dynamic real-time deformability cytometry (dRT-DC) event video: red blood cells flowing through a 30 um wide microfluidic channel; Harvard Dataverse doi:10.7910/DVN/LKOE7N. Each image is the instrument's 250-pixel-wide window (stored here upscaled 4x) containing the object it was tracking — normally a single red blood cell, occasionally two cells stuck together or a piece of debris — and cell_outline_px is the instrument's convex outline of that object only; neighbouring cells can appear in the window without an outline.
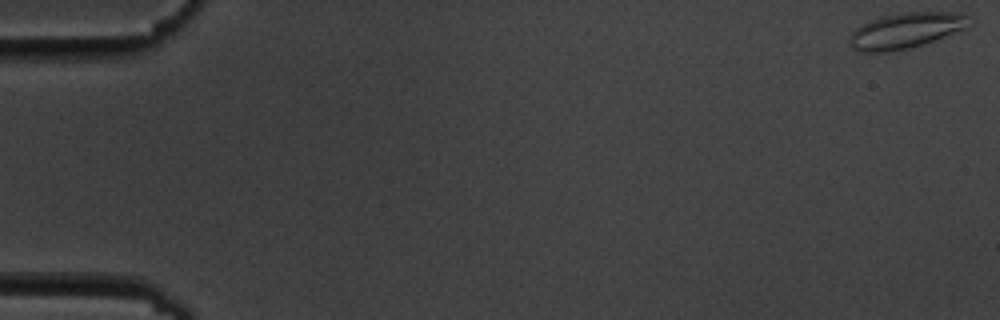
{"species": "common noctule bat (a hibernating species)", "species_latin": "Nyctalus noctula", "temperature_condition": "cold", "stored_images_in_passage": 57, "camera_frame_rate_fps": 3000, "um_per_image_px": 0.085, "animal": {"sex": "male", "body_mass_g": 19.5, "forearm_length_mm": 54.6}, "frame": {"image": 1, "passage_image": 1, "time_ms": 0.0, "image_size_px": [1000, 320], "cell_outline_px": [[972, 24], [968, 28], [908, 48], [884, 52], [860, 52], [852, 48], [848, 44], [848, 40], [852, 32], [856, 28], [872, 20], [884, 16], [900, 12], [964, 12], [972, 16]], "centroid_in_image_um": [77.05, 2.57], "position_along_channel_um": 7.9, "area_um2": 24.91}}
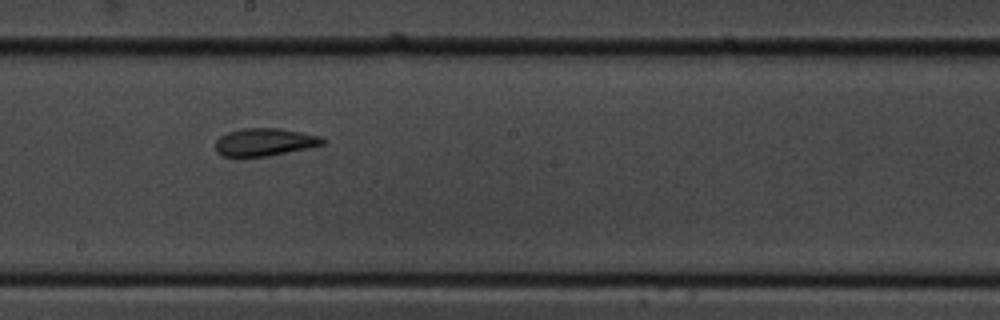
{"frame": {"image": 2, "passage_image": 32, "time_ms": 10.333, "image_size_px": [1000, 320], "cell_outline_px": [[324, 144], [308, 148], [268, 156], [220, 156], [216, 152], [216, 140], [220, 136], [228, 132], [240, 128], [280, 128], [320, 136], [324, 140]], "centroid_in_image_um": [22.46, 12.07], "position_along_channel_um": 225.7, "area_um2": 17.22}}
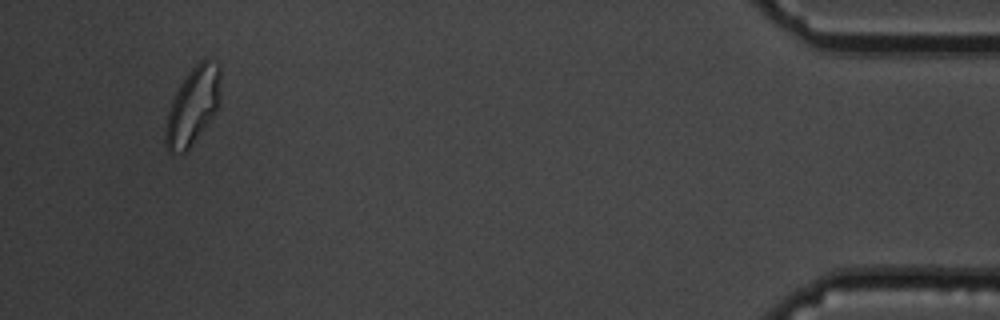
{"frame": {"image": 3, "passage_image": 54, "time_ms": 17.667, "image_size_px": [1000, 320], "cell_outline_px": [[220, 76], [216, 112], [188, 152], [168, 152], [164, 144], [164, 128], [168, 112], [172, 100], [180, 84], [188, 72], [204, 56], [208, 56], [220, 64]], "centroid_in_image_um": [16.37, 9.01], "position_along_channel_um": 418.8, "area_um2": 25.09}, "authors_computed_cell_mechanics": {"area_um2": 18.9006, "velocity_mm_per_s": 3.5713, "shape_relaxation_time_tau1_ms": 7.3086, "shape_relaxation_time_tau2_ms": 1.8078, "deformation_change_tau1": 0.1368, "deformation_change_tau2": 0.0752}}